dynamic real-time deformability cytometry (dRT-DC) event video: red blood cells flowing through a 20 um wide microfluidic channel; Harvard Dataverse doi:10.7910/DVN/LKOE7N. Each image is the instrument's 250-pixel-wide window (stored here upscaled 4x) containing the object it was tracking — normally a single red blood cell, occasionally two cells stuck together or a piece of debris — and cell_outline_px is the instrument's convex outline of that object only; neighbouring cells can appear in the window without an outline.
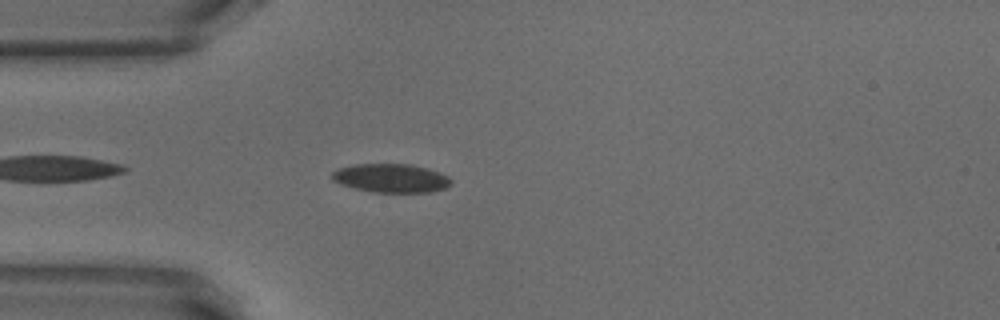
{"species": "common noctule bat (a hibernating species)", "species_latin": "Nyctalus noctula", "temperature_condition": "warm", "stored_images_in_passage": 41, "camera_frame_rate_fps": 3000, "um_per_image_px": 0.085, "animal": {"sex": "male", "body_mass_g": 18.8}, "frame": {"image": 1, "passage_image": 3, "time_ms": 0.667, "image_size_px": [1000, 320], "cell_outline_px": [[452, 184], [444, 188], [428, 192], [372, 192], [340, 184], [332, 180], [332, 172], [340, 168], [352, 164], [412, 164], [428, 168], [448, 176], [452, 180]], "centroid_in_image_um": [33.25, 15.13], "position_along_channel_um": 51.8, "area_um2": 19.88}}
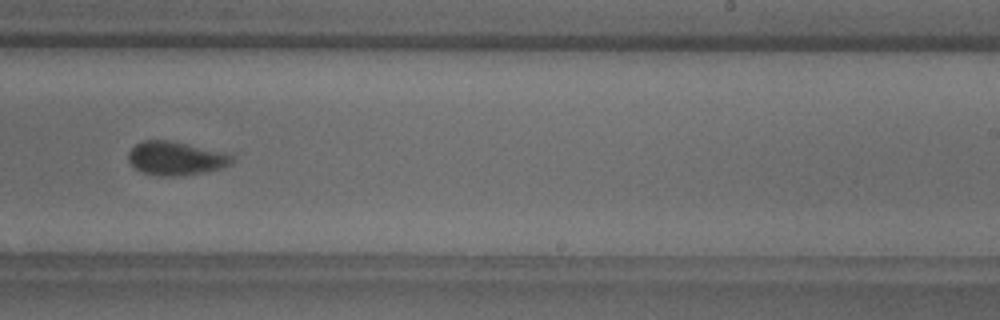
{"frame": {"image": 2, "passage_image": 21, "time_ms": 6.667, "image_size_px": [1000, 320], "cell_outline_px": [[232, 164], [220, 168], [200, 172], [172, 176], [156, 176], [144, 172], [136, 168], [128, 160], [128, 152], [136, 144], [144, 140], [168, 140], [232, 152]], "centroid_in_image_um": [14.98, 13.43], "position_along_channel_um": 274.0, "area_um2": 20.35}}
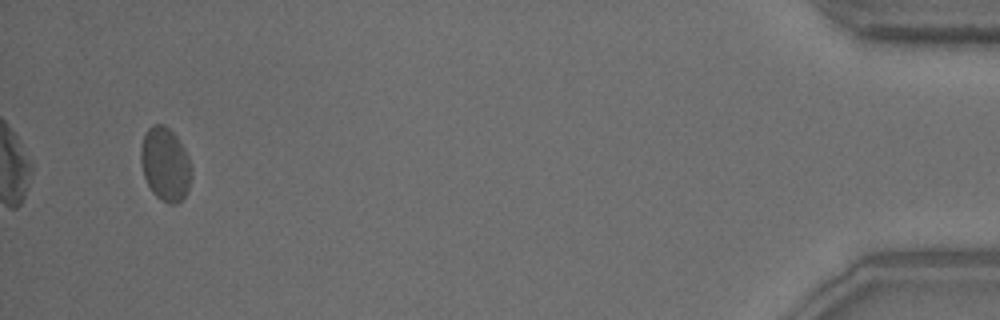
{"frame": {"image": 3, "passage_image": 39, "time_ms": 12.667, "image_size_px": [1000, 320], "cell_outline_px": [[192, 172], [188, 188], [184, 196], [176, 204], [168, 204], [160, 200], [152, 192], [144, 176], [140, 160], [140, 148], [144, 136], [148, 128], [152, 124], [164, 124], [176, 136], [184, 148], [188, 156], [192, 168]], "centroid_in_image_um": [14.04, 13.96], "position_along_channel_um": 421.2, "area_um2": 21.73}, "authors_computed_cell_mechanics": {"area_um2": 20.3456, "velocity_mm_per_s": 3.8172, "shape_relaxation_time_tau1_ms": 4.3708, "shape_relaxation_time_tau2_ms": 0.7769, "deformation_change_tau1": 0.1192, "deformation_change_tau2": 0.0526}}